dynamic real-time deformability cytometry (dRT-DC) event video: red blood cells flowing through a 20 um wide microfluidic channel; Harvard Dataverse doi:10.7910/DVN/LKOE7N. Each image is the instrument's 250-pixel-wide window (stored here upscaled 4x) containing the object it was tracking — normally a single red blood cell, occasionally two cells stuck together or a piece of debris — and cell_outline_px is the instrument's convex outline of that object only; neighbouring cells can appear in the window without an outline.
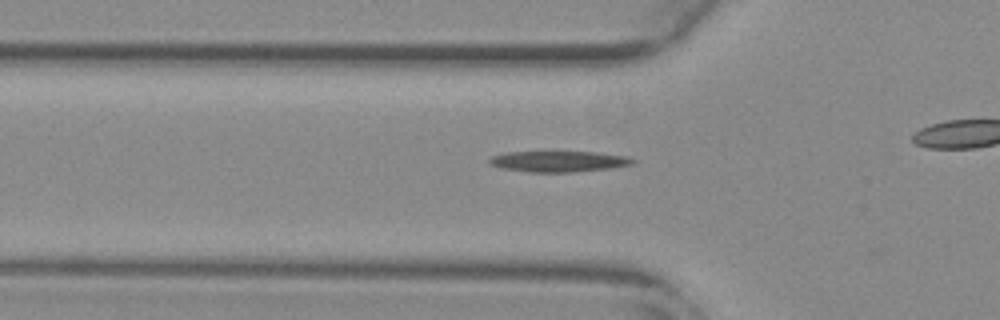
{"species": "common noctule bat (a hibernating species)", "species_latin": "Nyctalus noctula", "temperature_condition": "warm", "stored_images_in_passage": 34, "camera_frame_rate_fps": 3000, "um_per_image_px": 0.085, "animal": {"sex": "female", "body_mass_g": 29.2, "forearm_length_mm": 56.3}, "frame": {"image": 1, "passage_image": 9, "time_ms": 2.667, "image_size_px": [1000, 320], "cell_outline_px": [[636, 160], [632, 164], [612, 168], [572, 172], [528, 172], [504, 168], [492, 164], [488, 160], [492, 156], [508, 152], [596, 152], [624, 156]], "centroid_in_image_um": [47.51, 13.72], "position_along_channel_um": 78.3, "area_um2": 17.17}}
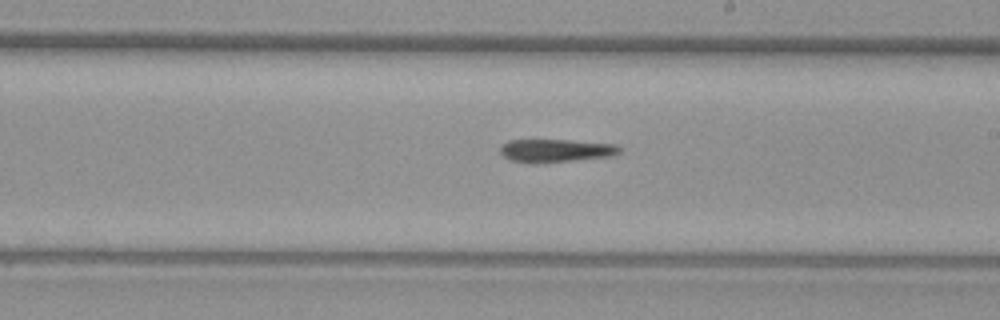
{"frame": {"image": 2, "passage_image": 22, "time_ms": 7.0, "image_size_px": [1000, 320], "cell_outline_px": [[620, 152], [612, 156], [536, 164], [532, 164], [508, 160], [500, 152], [500, 148], [508, 140], [568, 140], [616, 144], [620, 148]], "centroid_in_image_um": [47.21, 12.81], "position_along_channel_um": 241.8, "area_um2": 16.13}}
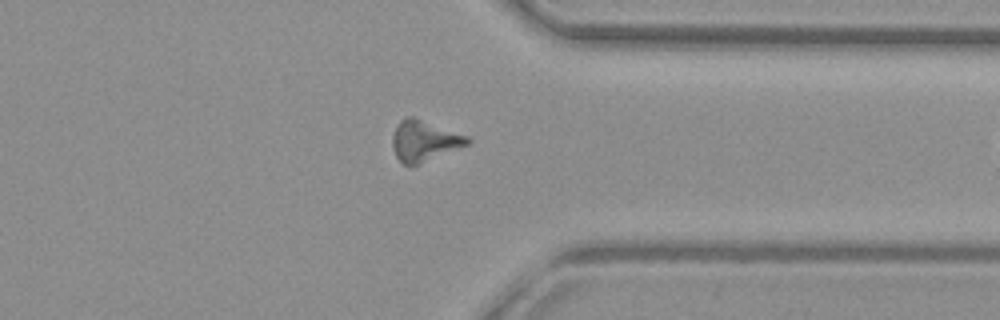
{"frame": {"image": 3, "passage_image": 33, "time_ms": 10.667, "image_size_px": [1000, 320], "cell_outline_px": [[472, 140], [468, 144], [420, 164], [404, 164], [396, 156], [392, 148], [392, 136], [400, 120], [408, 116], [412, 116], [468, 136]], "centroid_in_image_um": [36.05, 11.96], "position_along_channel_um": 375.3, "area_um2": 17.57}}